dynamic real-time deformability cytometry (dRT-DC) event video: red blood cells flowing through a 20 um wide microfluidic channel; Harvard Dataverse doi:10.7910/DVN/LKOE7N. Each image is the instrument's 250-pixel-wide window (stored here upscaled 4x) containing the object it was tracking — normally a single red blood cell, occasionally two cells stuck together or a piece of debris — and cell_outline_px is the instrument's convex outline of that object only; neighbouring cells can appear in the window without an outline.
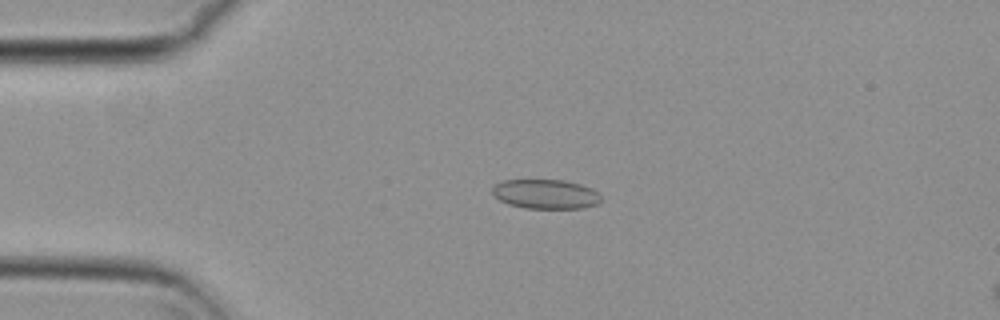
{"species": "common noctule bat (a hibernating species)", "species_latin": "Nyctalus noctula", "temperature_condition": "cold", "stored_images_in_passage": 52, "camera_frame_rate_fps": 3000, "um_per_image_px": 0.085, "animal": {"sex": "female", "body_mass_g": 29.2, "forearm_length_mm": 56.3}, "frame": {"image": 1, "passage_image": 10, "time_ms": 3.0, "image_size_px": [1000, 320], "cell_outline_px": [[604, 200], [596, 204], [584, 208], [524, 208], [508, 204], [500, 200], [492, 192], [492, 188], [496, 184], [504, 180], [564, 180], [580, 184], [592, 188]], "centroid_in_image_um": [46.4, 16.5], "position_along_channel_um": 38.6, "area_um2": 18.61}}
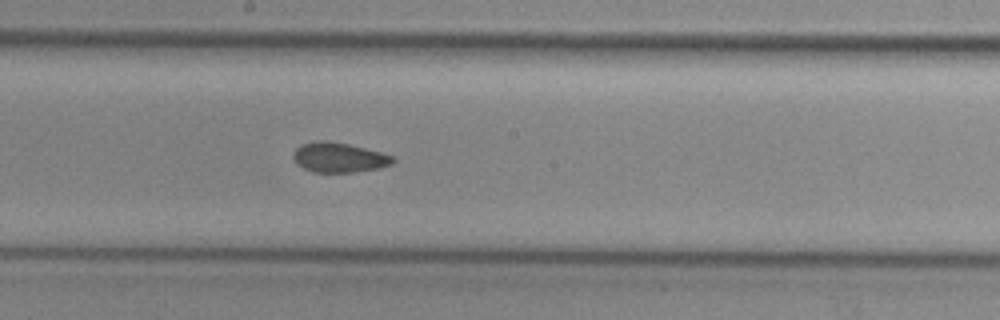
{"frame": {"image": 2, "passage_image": 27, "time_ms": 8.667, "image_size_px": [1000, 320], "cell_outline_px": [[396, 160], [392, 164], [376, 168], [356, 172], [312, 172], [296, 164], [292, 156], [292, 152], [300, 144], [316, 140], [324, 140], [348, 144], [380, 152], [392, 156]], "centroid_in_image_um": [28.75, 13.38], "position_along_channel_um": 219.4, "area_um2": 17.34}}
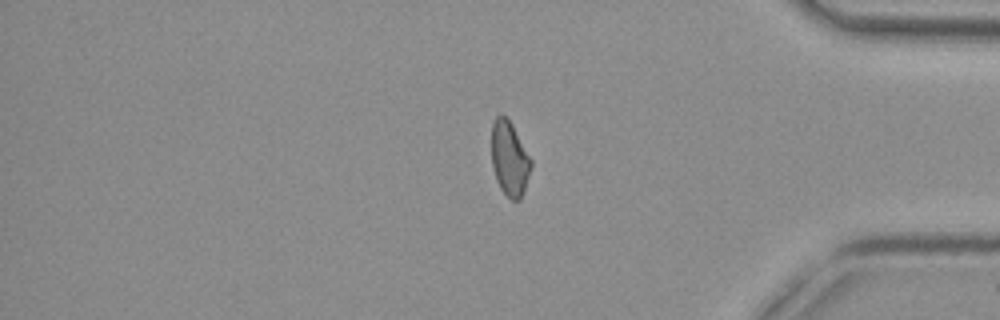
{"frame": {"image": 3, "passage_image": 43, "time_ms": 14.0, "image_size_px": [1000, 320], "cell_outline_px": [[532, 168], [524, 192], [520, 200], [512, 200], [500, 188], [496, 180], [492, 164], [492, 124], [496, 116], [504, 116], [512, 124], [532, 160]], "centroid_in_image_um": [43.33, 13.51], "position_along_channel_um": 391.9, "area_um2": 17.11}, "authors_computed_cell_mechanics": {"area_um2": 17.8602, "velocity_mm_per_s": 3.7243, "shape_relaxation_time_tau1_ms": null, "shape_relaxation_time_tau2_ms": 2.0053, "deformation_change_tau1": null, "deformation_change_tau2": 0.0693}}